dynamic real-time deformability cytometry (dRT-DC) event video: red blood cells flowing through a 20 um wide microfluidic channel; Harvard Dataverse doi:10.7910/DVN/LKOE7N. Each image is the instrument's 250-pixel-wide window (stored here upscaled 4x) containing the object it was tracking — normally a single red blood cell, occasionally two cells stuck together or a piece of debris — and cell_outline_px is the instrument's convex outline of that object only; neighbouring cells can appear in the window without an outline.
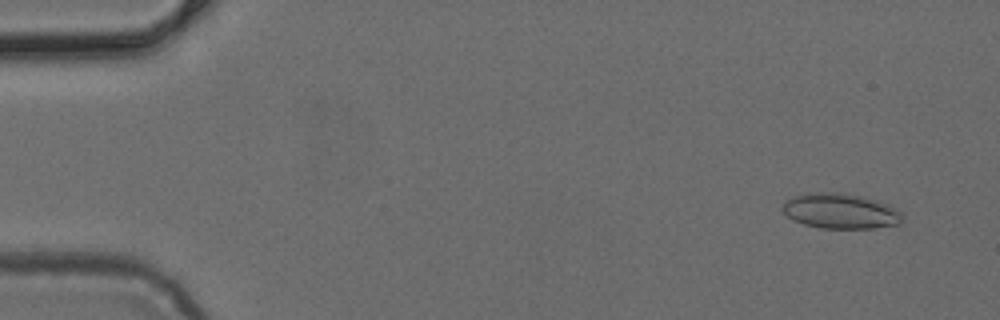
{"species": "common noctule bat (a hibernating species)", "species_latin": "Nyctalus noctula", "temperature_condition": "cold", "stored_images_in_passage": 6, "camera_frame_rate_fps": 3000, "um_per_image_px": 0.085, "animal": {"sex": "female", "body_mass_g": 24.6, "forearm_length_mm": 56.2}, "frame": {"image": 1, "passage_image": 2, "time_ms": 0.333, "image_size_px": [1000, 320], "cell_outline_px": [[904, 220], [900, 224], [872, 228], [820, 228], [804, 224], [792, 220], [780, 208], [792, 196], [808, 192], [840, 192], [860, 196], [876, 200], [888, 204], [904, 212]], "centroid_in_image_um": [71.47, 17.94], "position_along_channel_um": 13.5, "area_um2": 24.91}}